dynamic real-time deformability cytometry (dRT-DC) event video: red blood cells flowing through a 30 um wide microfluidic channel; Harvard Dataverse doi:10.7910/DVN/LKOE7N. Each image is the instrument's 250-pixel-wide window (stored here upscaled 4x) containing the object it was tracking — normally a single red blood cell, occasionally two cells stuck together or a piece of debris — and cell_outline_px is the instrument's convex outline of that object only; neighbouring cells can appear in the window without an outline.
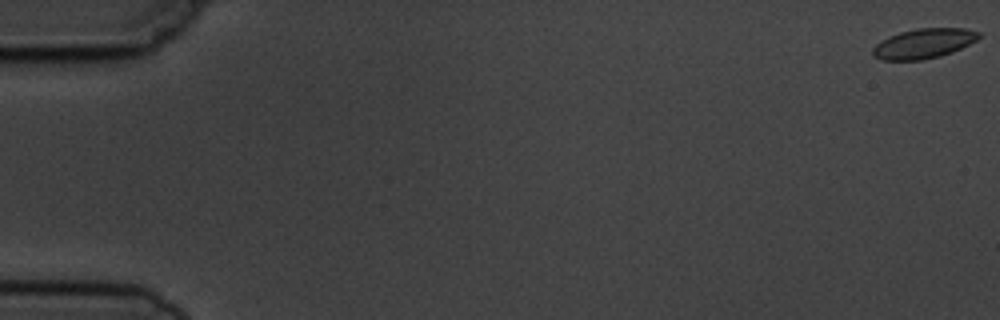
{"species": "common noctule bat (a hibernating species)", "species_latin": "Nyctalus noctula", "temperature_condition": "cold", "stored_images_in_passage": 5, "camera_frame_rate_fps": 3000, "um_per_image_px": 0.085, "animal": {"sex": "male", "body_mass_g": 19.5, "forearm_length_mm": 54.6}, "frame": {"image": 1, "passage_image": 1, "time_ms": 0.0, "image_size_px": [1000, 320], "cell_outline_px": [[980, 36], [976, 40], [952, 52], [940, 56], [920, 60], [880, 60], [872, 56], [872, 48], [876, 44], [888, 36], [900, 32], [916, 28], [964, 28], [980, 32]], "centroid_in_image_um": [78.47, 3.7], "position_along_channel_um": 6.5, "area_um2": 18.44}}
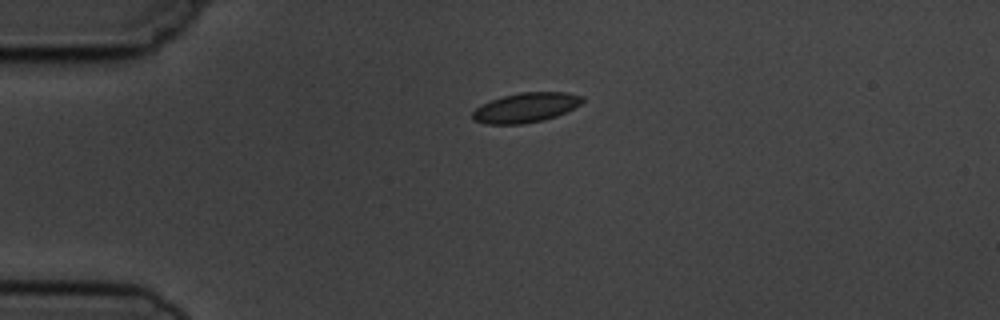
{"frame": {"image": 2, "passage_image": 4, "time_ms": 4.333, "image_size_px": [1000, 320], "cell_outline_px": [[584, 100], [580, 104], [556, 116], [544, 120], [524, 124], [488, 124], [472, 120], [472, 112], [480, 104], [504, 96], [520, 92], [568, 92], [584, 96]], "centroid_in_image_um": [44.68, 9.14], "position_along_channel_um": 40.3, "area_um2": 19.02}}